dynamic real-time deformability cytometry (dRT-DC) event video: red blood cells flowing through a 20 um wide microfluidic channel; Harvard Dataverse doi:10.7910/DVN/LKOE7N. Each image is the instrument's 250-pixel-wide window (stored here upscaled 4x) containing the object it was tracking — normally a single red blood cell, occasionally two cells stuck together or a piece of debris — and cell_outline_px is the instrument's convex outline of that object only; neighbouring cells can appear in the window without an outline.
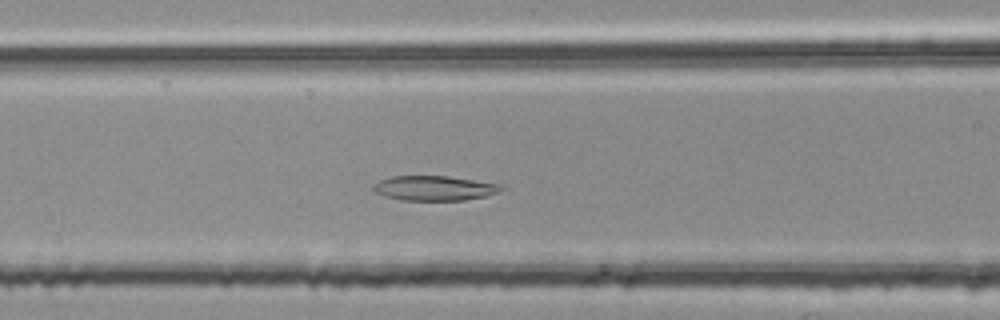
{"species": "common noctule bat (a hibernating species)", "species_latin": "Nyctalus noctula", "temperature_condition": "room temperature", "stored_images_in_passage": 44, "camera_frame_rate_fps": 3000, "um_per_image_px": 0.085, "animal": {"sex": "female", "body_mass_g": 25.1}, "frame": {"image": 1, "passage_image": 16, "time_ms": 5.0, "image_size_px": [1000, 320], "cell_outline_px": [[504, 188], [500, 192], [484, 196], [464, 200], [400, 200], [384, 196], [372, 192], [372, 184], [380, 180], [392, 176], [448, 176], [500, 184]], "centroid_in_image_um": [36.86, 15.99], "position_along_channel_um": 129.7, "area_um2": 18.55}}
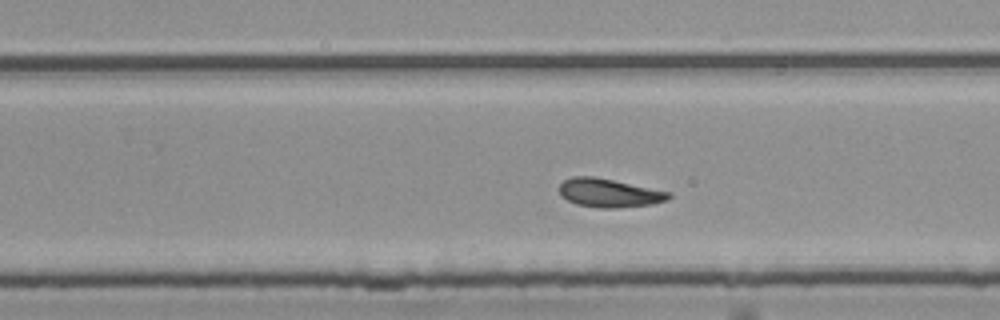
{"frame": {"image": 2, "passage_image": 28, "time_ms": 9.0, "image_size_px": [1000, 320], "cell_outline_px": [[672, 196], [668, 200], [652, 204], [616, 208], [600, 208], [576, 204], [560, 196], [560, 184], [564, 180], [572, 176], [592, 176], [672, 192]], "centroid_in_image_um": [51.79, 16.4], "position_along_channel_um": 278.0, "area_um2": 18.21}}
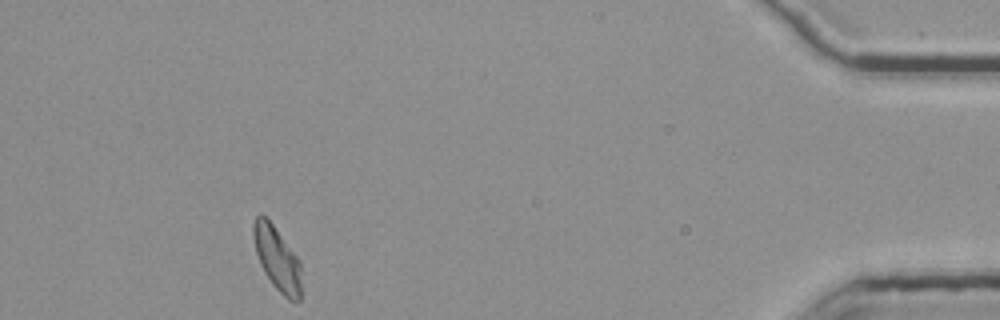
{"frame": {"image": 3, "passage_image": 44, "time_ms": 14.333, "image_size_px": [1000, 320], "cell_outline_px": [[300, 300], [288, 300], [272, 284], [264, 272], [260, 264], [256, 252], [252, 236], [252, 224], [256, 216], [260, 212], [272, 224], [300, 260]], "centroid_in_image_um": [23.52, 21.96], "position_along_channel_um": 411.7, "area_um2": 17.69}, "authors_computed_cell_mechanics": {"area_um2": 18.4093, "velocity_mm_per_s": 3.7144, "shape_relaxation_time_tau1_ms": null, "shape_relaxation_time_tau2_ms": 8.26, "deformation_change_tau1": null, "deformation_change_tau2": 0.1543}}